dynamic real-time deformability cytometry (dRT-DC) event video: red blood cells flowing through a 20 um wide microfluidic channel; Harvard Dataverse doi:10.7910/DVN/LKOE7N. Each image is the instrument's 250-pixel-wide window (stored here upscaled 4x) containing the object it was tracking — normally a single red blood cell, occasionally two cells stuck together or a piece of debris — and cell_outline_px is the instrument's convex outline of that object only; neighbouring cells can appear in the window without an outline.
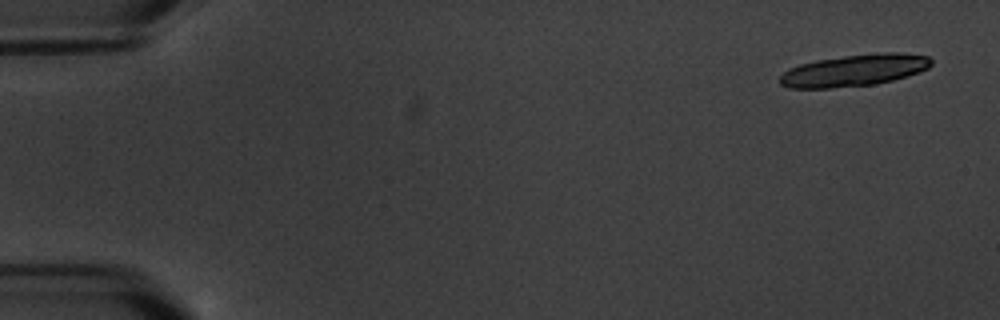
{"species": "common noctule bat (a hibernating species)", "species_latin": "Nyctalus noctula", "temperature_condition": "warm", "stored_images_in_passage": 8, "segment_of_instrument_passage": [1, 2], "camera_frame_rate_fps": 3000, "um_per_image_px": 0.085, "animal": {"sex": "male", "body_mass_g": 20.1, "forearm_length_mm": 53.5}, "frame": {"image": 1, "passage_image": 1, "time_ms": 0.0, "image_size_px": [1000, 320], "cell_outline_px": [[932, 64], [928, 68], [920, 72], [892, 80], [872, 84], [828, 88], [788, 88], [780, 84], [780, 76], [788, 68], [800, 64], [816, 60], [844, 56], [884, 52], [900, 52], [928, 56], [932, 60]], "centroid_in_image_um": [72.61, 5.97], "position_along_channel_um": 12.4, "area_um2": 27.92}}